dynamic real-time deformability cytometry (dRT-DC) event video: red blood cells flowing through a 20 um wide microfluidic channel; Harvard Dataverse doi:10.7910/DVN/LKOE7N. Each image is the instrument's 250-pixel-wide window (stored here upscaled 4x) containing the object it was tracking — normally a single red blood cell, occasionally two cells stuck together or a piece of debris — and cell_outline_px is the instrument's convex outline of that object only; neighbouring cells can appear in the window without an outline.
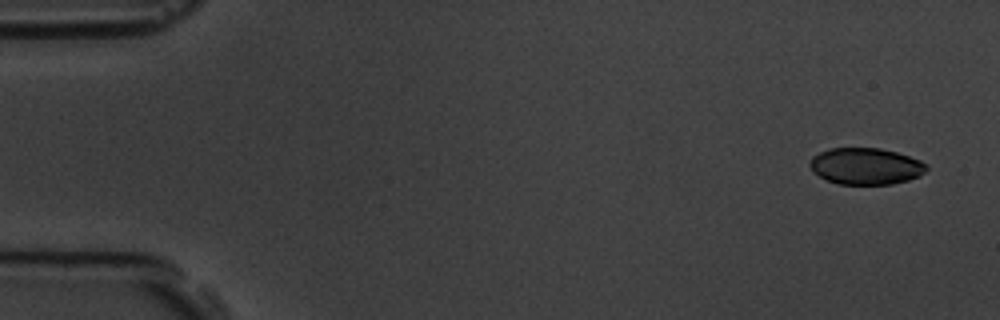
{"species": "common noctule bat (a hibernating species)", "species_latin": "Nyctalus noctula", "temperature_condition": "room temperature", "stored_images_in_passage": 3, "camera_frame_rate_fps": 3000, "um_per_image_px": 0.085, "animal": {"sex": "male", "body_mass_g": 19.5, "forearm_length_mm": 54.6}, "frame": {"image": 1, "passage_image": 1, "time_ms": 0.0, "image_size_px": [1000, 320], "cell_outline_px": [[928, 168], [920, 176], [908, 180], [892, 184], [840, 184], [828, 180], [812, 172], [808, 164], [812, 156], [828, 148], [880, 148], [896, 152], [920, 160], [928, 164]], "centroid_in_image_um": [73.58, 14.12], "position_along_channel_um": 11.4, "area_um2": 24.97}}